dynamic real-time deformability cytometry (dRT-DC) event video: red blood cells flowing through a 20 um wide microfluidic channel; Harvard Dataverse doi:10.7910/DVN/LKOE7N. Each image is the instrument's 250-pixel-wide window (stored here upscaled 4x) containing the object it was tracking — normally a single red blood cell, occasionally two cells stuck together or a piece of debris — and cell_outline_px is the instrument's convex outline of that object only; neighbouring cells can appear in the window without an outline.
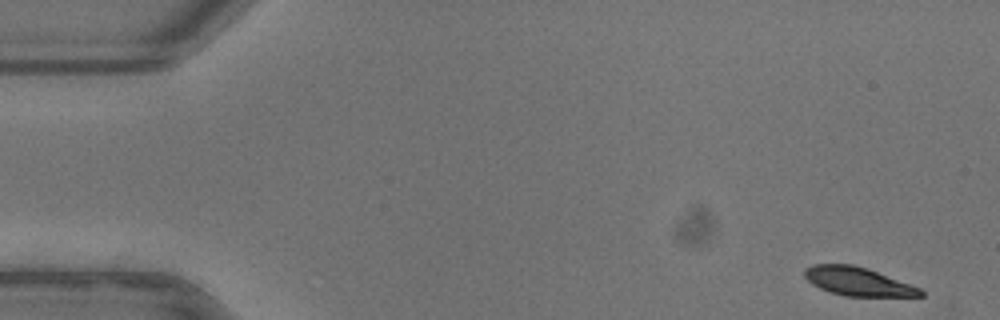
{"species": "common noctule bat (a hibernating species)", "species_latin": "Nyctalus noctula", "temperature_condition": "warm", "stored_images_in_passage": 51, "camera_frame_rate_fps": 3000, "um_per_image_px": 0.085, "animal": {"sex": "female"}, "frame": {"image": 1, "passage_image": 1, "time_ms": 0.0, "image_size_px": [1000, 320], "cell_outline_px": [[924, 296], [844, 296], [820, 288], [812, 284], [804, 276], [804, 268], [812, 264], [852, 264], [868, 268], [920, 288], [924, 292]], "centroid_in_image_um": [72.9, 23.91], "position_along_channel_um": 12.1, "area_um2": 19.19}}
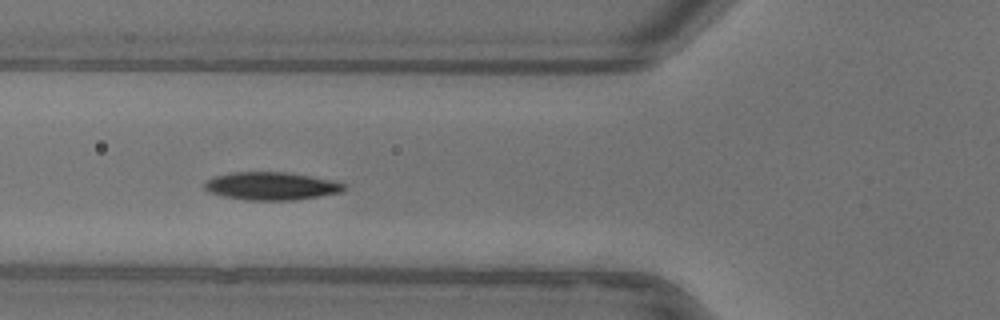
{"frame": {"image": 2, "passage_image": 18, "time_ms": 5.667, "image_size_px": [1000, 320], "cell_outline_px": [[348, 188], [340, 192], [320, 196], [292, 200], [244, 200], [224, 196], [208, 192], [204, 188], [204, 184], [212, 176], [232, 172], [288, 172], [336, 180], [348, 184]], "centroid_in_image_um": [23.11, 15.8], "position_along_channel_um": 102.7, "area_um2": 23.0}}
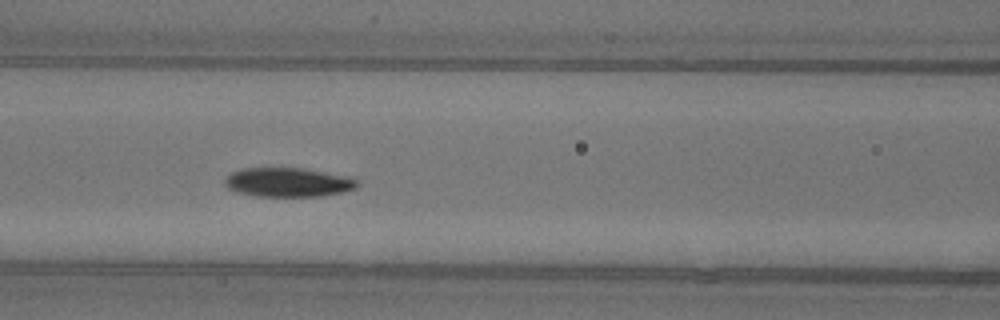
{"frame": {"image": 3, "passage_image": 21, "time_ms": 6.667, "image_size_px": [1000, 320], "cell_outline_px": [[360, 184], [356, 188], [340, 192], [320, 196], [256, 196], [236, 192], [228, 188], [224, 184], [224, 180], [232, 172], [244, 168], [304, 168], [348, 176], [360, 180]], "centroid_in_image_um": [24.51, 15.49], "position_along_channel_um": 142.1, "area_um2": 22.54}, "authors_computed_cell_mechanics": {"area_um2": 21.964, "velocity_mm_per_s": 3.9035, "shape_relaxation_time_tau1_ms": 3.0505, "shape_relaxation_time_tau2_ms": 3.7212, "deformation_change_tau1": 0.164, "deformation_change_tau2": 0.0569}}